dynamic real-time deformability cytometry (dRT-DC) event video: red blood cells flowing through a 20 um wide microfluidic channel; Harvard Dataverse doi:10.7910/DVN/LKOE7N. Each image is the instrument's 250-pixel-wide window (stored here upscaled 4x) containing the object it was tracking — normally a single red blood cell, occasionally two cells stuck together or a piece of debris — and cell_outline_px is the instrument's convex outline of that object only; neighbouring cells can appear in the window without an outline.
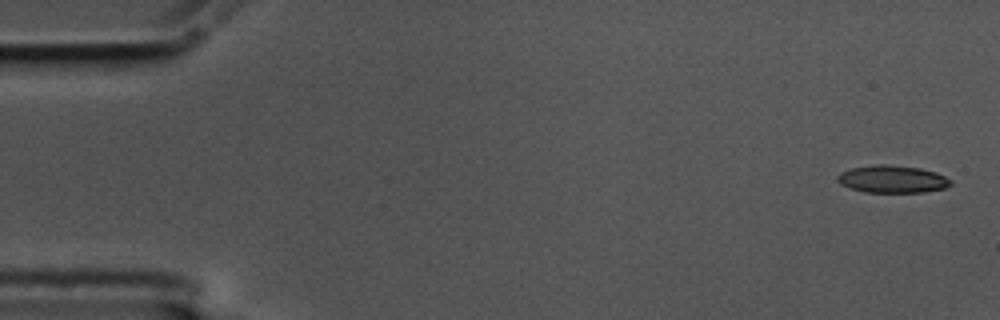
{"species": "common noctule bat (a hibernating species)", "species_latin": "Nyctalus noctula", "temperature_condition": "cold", "stored_images_in_passage": 5, "camera_frame_rate_fps": 3000, "um_per_image_px": 0.085, "animal": {"sex": "male", "body_mass_g": 17.5, "forearm_length_mm": 52.3}, "frame": {"image": 1, "passage_image": 1, "time_ms": 0.0, "image_size_px": [1000, 320], "cell_outline_px": [[952, 184], [944, 188], [924, 192], [864, 192], [848, 188], [840, 184], [836, 180], [836, 176], [840, 172], [852, 168], [876, 164], [884, 164], [920, 168], [936, 172], [952, 180]], "centroid_in_image_um": [75.82, 15.23], "position_along_channel_um": 9.2, "area_um2": 18.21}}
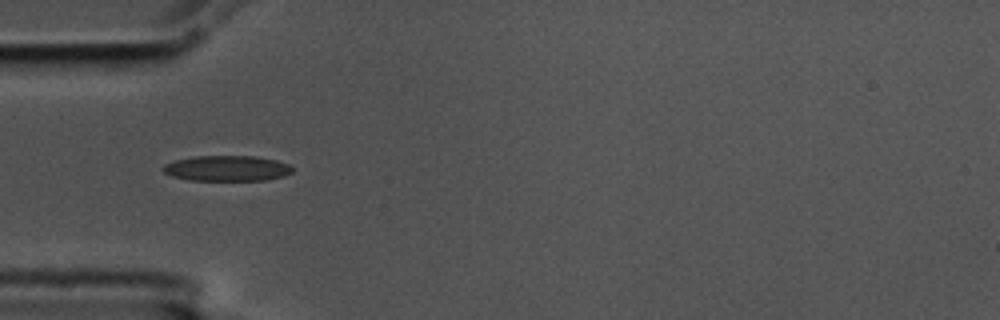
{"frame": {"image": 2, "passage_image": 5, "time_ms": 1.333, "image_size_px": [1000, 320], "cell_outline_px": [[292, 172], [284, 176], [268, 180], [188, 180], [172, 176], [164, 172], [160, 168], [164, 164], [176, 160], [192, 156], [256, 156], [276, 160], [288, 164], [292, 168]], "centroid_in_image_um": [19.27, 14.31], "position_along_channel_um": 65.7, "area_um2": 19.31}}